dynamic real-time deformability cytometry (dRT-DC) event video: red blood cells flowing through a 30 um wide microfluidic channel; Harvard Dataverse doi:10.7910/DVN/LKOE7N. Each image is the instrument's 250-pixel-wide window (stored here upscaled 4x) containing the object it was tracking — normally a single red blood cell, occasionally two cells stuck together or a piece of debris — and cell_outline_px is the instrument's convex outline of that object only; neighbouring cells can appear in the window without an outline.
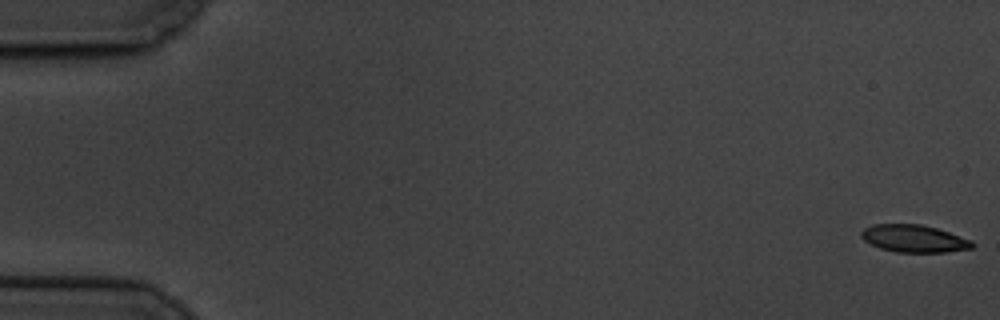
{"species": "common noctule bat (a hibernating species)", "species_latin": "Nyctalus noctula", "temperature_condition": "cold", "stored_images_in_passage": 5, "camera_frame_rate_fps": 3000, "um_per_image_px": 0.085, "animal": {"sex": "male", "body_mass_g": 19.5, "forearm_length_mm": 54.6}, "frame": {"image": 1, "passage_image": 1, "time_ms": 0.0, "image_size_px": [1000, 320], "cell_outline_px": [[976, 244], [972, 248], [948, 252], [896, 252], [880, 248], [864, 240], [860, 236], [860, 232], [864, 228], [872, 224], [920, 224], [936, 228], [972, 240]], "centroid_in_image_um": [77.69, 20.28], "position_along_channel_um": 7.3, "area_um2": 17.74}}
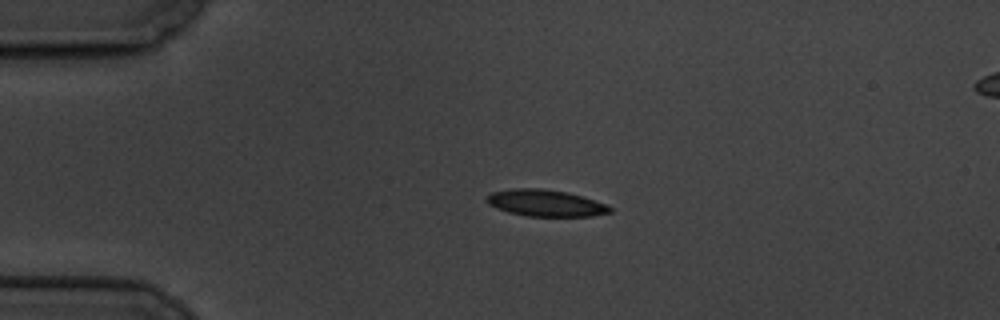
{"frame": {"image": 2, "passage_image": 4, "time_ms": 4.333, "image_size_px": [1000, 320], "cell_outline_px": [[612, 212], [592, 216], [528, 216], [508, 212], [496, 208], [488, 204], [484, 200], [492, 192], [512, 188], [544, 188], [568, 192], [608, 204], [612, 208]], "centroid_in_image_um": [46.38, 17.25], "position_along_channel_um": 38.6, "area_um2": 19.31}}